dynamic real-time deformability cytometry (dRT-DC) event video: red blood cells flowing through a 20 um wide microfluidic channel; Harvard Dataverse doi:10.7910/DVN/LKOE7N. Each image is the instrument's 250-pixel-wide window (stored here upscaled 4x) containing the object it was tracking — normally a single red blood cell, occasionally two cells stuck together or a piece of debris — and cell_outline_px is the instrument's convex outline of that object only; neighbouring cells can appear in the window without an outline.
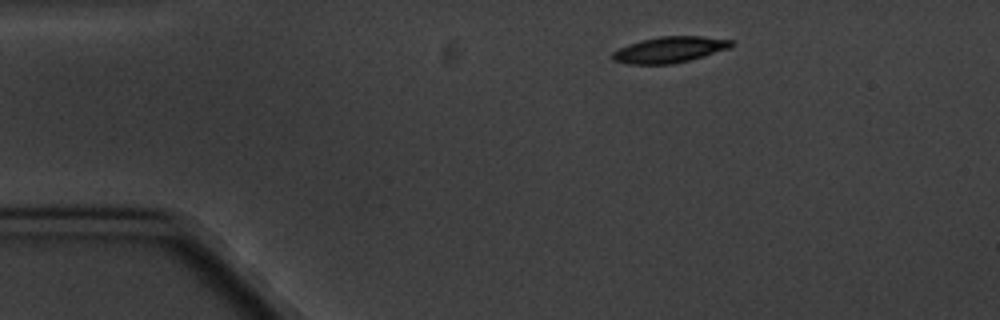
{"species": "common noctule bat (a hibernating species)", "species_latin": "Nyctalus noctula", "temperature_condition": "cold", "stored_images_in_passage": 3, "camera_frame_rate_fps": 3000, "um_per_image_px": 0.085, "animal": {"sex": "male", "body_mass_g": 20.1, "forearm_length_mm": 53.5}, "frame": {"image": 1, "passage_image": 1, "time_ms": 0.0, "image_size_px": [1000, 320], "cell_outline_px": [[736, 44], [728, 48], [704, 56], [672, 64], [628, 64], [612, 60], [608, 56], [612, 52], [628, 44], [640, 40], [660, 36], [700, 36], [732, 40]], "centroid_in_image_um": [56.87, 4.22], "position_along_channel_um": 28.1, "area_um2": 18.09}}